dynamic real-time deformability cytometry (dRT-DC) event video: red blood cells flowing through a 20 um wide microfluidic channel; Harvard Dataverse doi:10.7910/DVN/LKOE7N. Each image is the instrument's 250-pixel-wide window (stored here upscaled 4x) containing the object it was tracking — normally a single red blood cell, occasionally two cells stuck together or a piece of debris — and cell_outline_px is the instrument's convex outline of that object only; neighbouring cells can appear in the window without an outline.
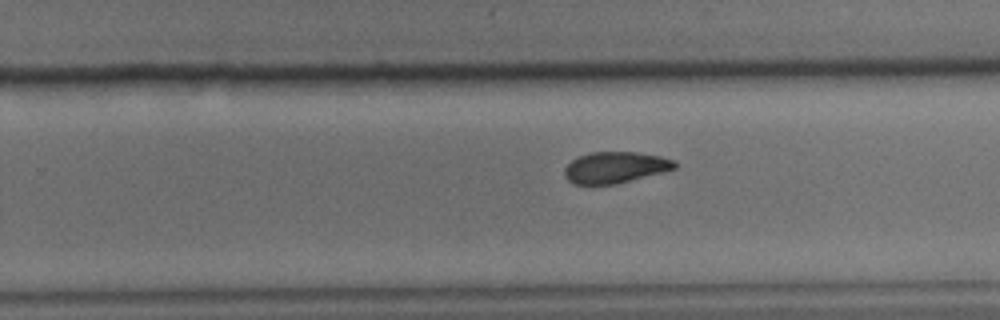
{"species": "common noctule bat (a hibernating species)", "species_latin": "Nyctalus noctula", "temperature_condition": "cold", "stored_images_in_passage": 34, "camera_frame_rate_fps": 3000, "um_per_image_px": 0.085, "animal": {"sex": "male", "body_mass_g": 15.6}, "frame": {"image": 1, "passage_image": 25, "time_ms": 8.0, "image_size_px": [1000, 320], "cell_outline_px": [[680, 164], [676, 168], [616, 184], [572, 184], [564, 176], [564, 168], [572, 160], [580, 156], [592, 152], [636, 152], [660, 156], [676, 160]], "centroid_in_image_um": [52.31, 14.23], "position_along_channel_um": 277.5, "area_um2": 20.06}}
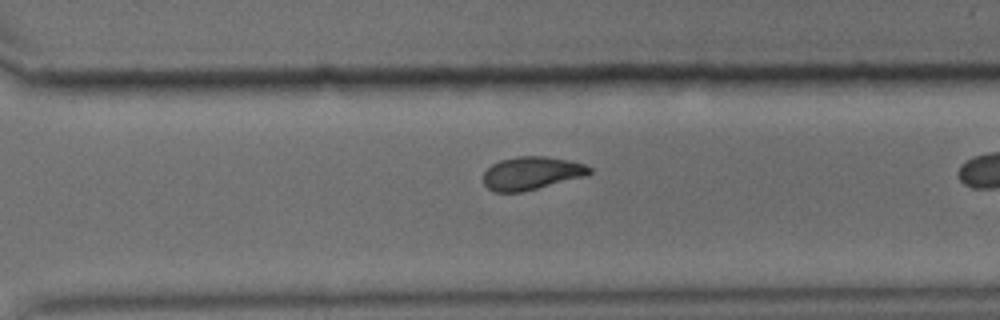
{"frame": {"image": 2, "passage_image": 29, "time_ms": 9.333, "image_size_px": [1000, 320], "cell_outline_px": [[592, 172], [588, 176], [520, 192], [492, 192], [484, 184], [484, 172], [492, 164], [500, 160], [516, 156], [544, 156], [568, 160], [584, 164], [592, 168]], "centroid_in_image_um": [45.2, 14.72], "position_along_channel_um": 325.4, "area_um2": 20.52}}